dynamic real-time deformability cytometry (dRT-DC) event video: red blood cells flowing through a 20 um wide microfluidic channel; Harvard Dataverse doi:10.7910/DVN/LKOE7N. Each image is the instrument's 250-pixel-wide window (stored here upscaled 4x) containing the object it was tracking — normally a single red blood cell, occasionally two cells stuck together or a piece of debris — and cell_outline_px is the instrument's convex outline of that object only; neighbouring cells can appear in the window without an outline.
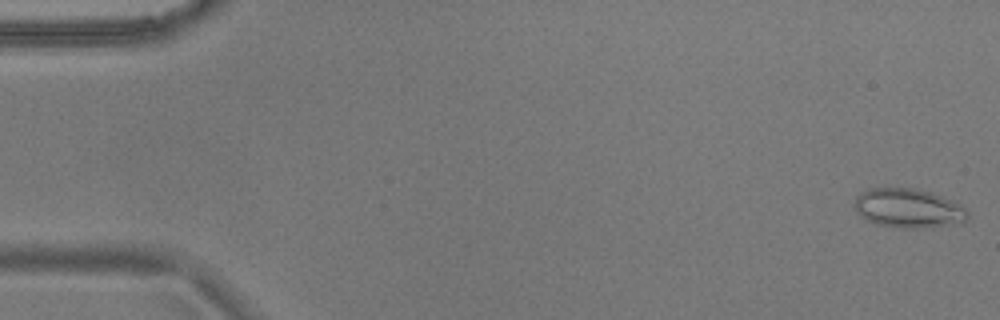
{"species": "common noctule bat (a hibernating species)", "species_latin": "Nyctalus noctula", "temperature_condition": "warm", "stored_images_in_passage": 15, "camera_frame_rate_fps": 3000, "um_per_image_px": 0.085, "animal": {"sex": "male", "body_mass_g": 17.9}, "frame": {"image": 1, "passage_image": 1, "time_ms": 0.0, "image_size_px": [1000, 320], "cell_outline_px": [[968, 216], [964, 224], [916, 228], [904, 228], [876, 224], [860, 216], [856, 212], [852, 204], [856, 196], [860, 192], [868, 188], [912, 188], [928, 192], [952, 200], [960, 204], [968, 212]], "centroid_in_image_um": [77.19, 17.71], "position_along_channel_um": 7.8, "area_um2": 26.07}}